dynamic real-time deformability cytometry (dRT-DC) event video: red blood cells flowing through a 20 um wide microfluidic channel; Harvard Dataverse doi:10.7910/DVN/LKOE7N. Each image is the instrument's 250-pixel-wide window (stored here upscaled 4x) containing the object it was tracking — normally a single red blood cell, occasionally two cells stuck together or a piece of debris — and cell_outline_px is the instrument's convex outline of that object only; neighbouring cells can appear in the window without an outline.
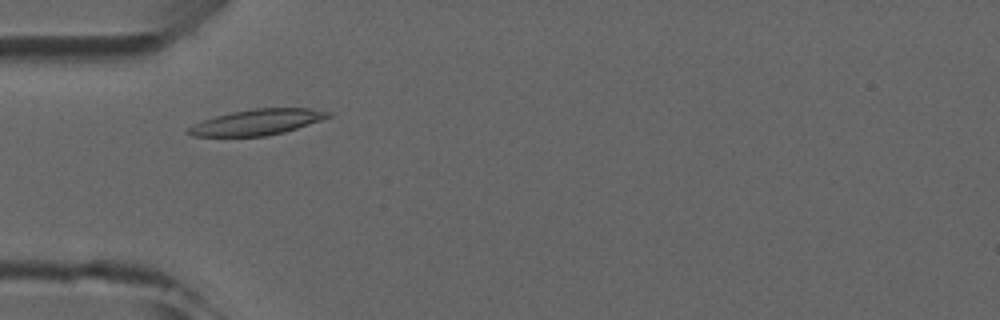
{"species": "common noctule bat (a hibernating species)", "species_latin": "Nyctalus noctula", "temperature_condition": "room temperature", "stored_images_in_passage": 6, "camera_frame_rate_fps": 3000, "um_per_image_px": 0.085, "animal": {"sex": "male", "forearm_length_mm": 52.5}, "frame": {"image": 1, "passage_image": 3, "time_ms": 2.333, "image_size_px": [1000, 320], "cell_outline_px": [[332, 116], [284, 132], [264, 136], [192, 136], [184, 132], [188, 128], [204, 120], [216, 116], [232, 112], [252, 108], [308, 108], [332, 112]], "centroid_in_image_um": [21.86, 10.38], "position_along_channel_um": 63.1, "area_um2": 20.69}}
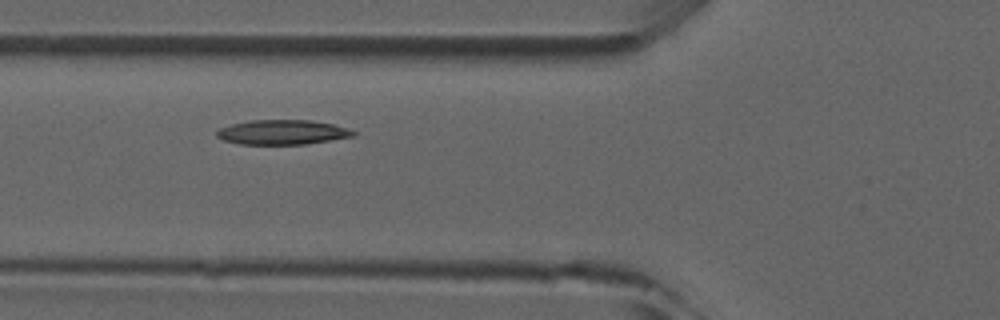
{"frame": {"image": 2, "passage_image": 4, "time_ms": 3.333, "image_size_px": [1000, 320], "cell_outline_px": [[356, 136], [304, 144], [240, 144], [224, 140], [216, 136], [216, 132], [220, 128], [232, 124], [252, 120], [308, 120], [332, 124], [348, 128], [356, 132]], "centroid_in_image_um": [24.01, 11.24], "position_along_channel_um": 101.8, "area_um2": 19.48}}
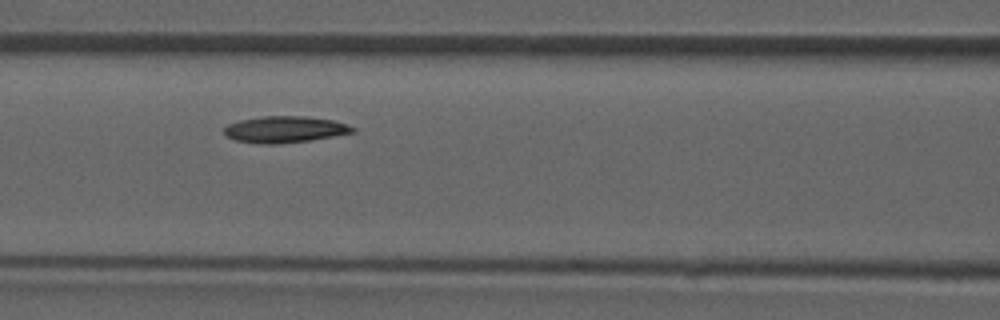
{"frame": {"image": 3, "passage_image": 5, "time_ms": 4.333, "image_size_px": [1000, 320], "cell_outline_px": [[356, 132], [308, 140], [276, 144], [264, 144], [236, 140], [224, 136], [224, 128], [228, 124], [240, 120], [264, 116], [308, 116], [332, 120], [356, 128]], "centroid_in_image_um": [24.18, 10.99], "position_along_channel_um": 142.4, "area_um2": 19.65}}